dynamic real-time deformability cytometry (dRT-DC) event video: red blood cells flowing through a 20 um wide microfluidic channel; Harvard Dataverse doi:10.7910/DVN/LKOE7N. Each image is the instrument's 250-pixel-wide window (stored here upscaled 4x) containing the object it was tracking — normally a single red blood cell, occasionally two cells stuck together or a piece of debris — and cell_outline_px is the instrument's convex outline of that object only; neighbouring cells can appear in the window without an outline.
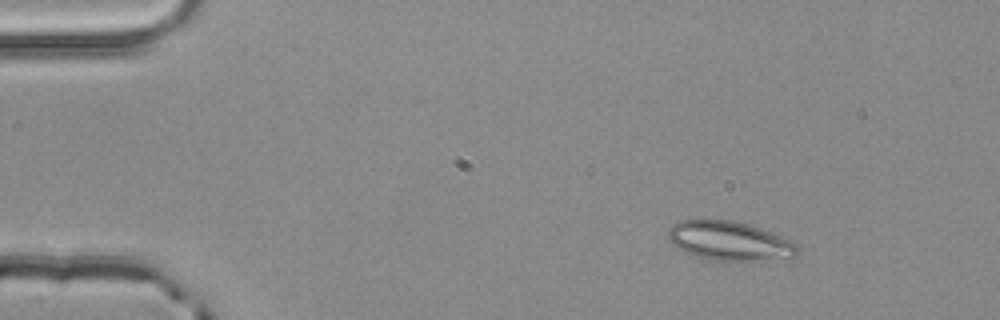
{"species": "common noctule bat (a hibernating species)", "species_latin": "Nyctalus noctula", "temperature_condition": "room temperature", "stored_images_in_passage": 3, "camera_frame_rate_fps": 3000, "um_per_image_px": 0.085, "animal": {"sex": "male", "body_mass_g": 20.4}, "frame": {"image": 1, "passage_image": 1, "time_ms": 0.0, "image_size_px": [1000, 320], "cell_outline_px": [[800, 252], [796, 256], [752, 260], [712, 260], [692, 256], [676, 248], [668, 240], [668, 228], [672, 224], [680, 220], [704, 216], [736, 220], [760, 228], [792, 240], [800, 248]], "centroid_in_image_um": [61.91, 20.42], "position_along_channel_um": 23.1, "area_um2": 30.4}}